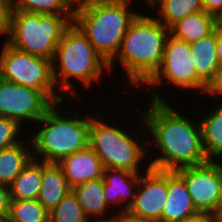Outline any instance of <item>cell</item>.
Listing matches in <instances>:
<instances>
[{"label": "cell", "instance_id": "obj_1", "mask_svg": "<svg viewBox=\"0 0 222 222\" xmlns=\"http://www.w3.org/2000/svg\"><path fill=\"white\" fill-rule=\"evenodd\" d=\"M150 92L149 107L140 116L143 132L145 130L153 137L148 143L155 144L153 147H157L155 149H159L160 154L150 159V168L176 171L208 162L203 149L200 122L196 121L195 124L193 119L191 121L186 115L184 117L159 92Z\"/></svg>", "mask_w": 222, "mask_h": 222}, {"label": "cell", "instance_id": "obj_2", "mask_svg": "<svg viewBox=\"0 0 222 222\" xmlns=\"http://www.w3.org/2000/svg\"><path fill=\"white\" fill-rule=\"evenodd\" d=\"M169 35L170 29L153 15L139 13L130 24L115 58L108 64L109 72L112 73L118 59L129 79L127 85L145 84L162 64Z\"/></svg>", "mask_w": 222, "mask_h": 222}, {"label": "cell", "instance_id": "obj_3", "mask_svg": "<svg viewBox=\"0 0 222 222\" xmlns=\"http://www.w3.org/2000/svg\"><path fill=\"white\" fill-rule=\"evenodd\" d=\"M134 0H90L75 7L73 22L86 35L96 52L109 64L139 11Z\"/></svg>", "mask_w": 222, "mask_h": 222}, {"label": "cell", "instance_id": "obj_4", "mask_svg": "<svg viewBox=\"0 0 222 222\" xmlns=\"http://www.w3.org/2000/svg\"><path fill=\"white\" fill-rule=\"evenodd\" d=\"M63 102L54 103L39 119L37 125L43 126L36 134H26L31 136L33 157L39 161L58 164L63 158L89 145L91 115L81 117L75 112L72 116L66 113V109L61 113L59 110L63 109H59L58 105H64Z\"/></svg>", "mask_w": 222, "mask_h": 222}, {"label": "cell", "instance_id": "obj_5", "mask_svg": "<svg viewBox=\"0 0 222 222\" xmlns=\"http://www.w3.org/2000/svg\"><path fill=\"white\" fill-rule=\"evenodd\" d=\"M52 66L57 88L62 92L69 91L75 97L78 93L73 87L72 79L79 80L88 88L102 79L105 70L109 72L108 63L96 52L74 22L64 32L56 48Z\"/></svg>", "mask_w": 222, "mask_h": 222}, {"label": "cell", "instance_id": "obj_6", "mask_svg": "<svg viewBox=\"0 0 222 222\" xmlns=\"http://www.w3.org/2000/svg\"><path fill=\"white\" fill-rule=\"evenodd\" d=\"M74 15H50L25 12L13 8L6 42L11 47L53 60L56 48Z\"/></svg>", "mask_w": 222, "mask_h": 222}, {"label": "cell", "instance_id": "obj_7", "mask_svg": "<svg viewBox=\"0 0 222 222\" xmlns=\"http://www.w3.org/2000/svg\"><path fill=\"white\" fill-rule=\"evenodd\" d=\"M98 111L96 110L94 116L91 113L89 145L102 161L104 168L127 170L133 173L147 171L150 168L149 164L145 168L141 167L144 158L149 155L146 152V143L144 146L138 136L136 138L132 132L124 130L126 127L121 129L118 123L111 125L104 122L101 112Z\"/></svg>", "mask_w": 222, "mask_h": 222}, {"label": "cell", "instance_id": "obj_8", "mask_svg": "<svg viewBox=\"0 0 222 222\" xmlns=\"http://www.w3.org/2000/svg\"><path fill=\"white\" fill-rule=\"evenodd\" d=\"M0 54V77L41 91L53 104L65 101L58 93L52 61L17 50L6 42Z\"/></svg>", "mask_w": 222, "mask_h": 222}, {"label": "cell", "instance_id": "obj_9", "mask_svg": "<svg viewBox=\"0 0 222 222\" xmlns=\"http://www.w3.org/2000/svg\"><path fill=\"white\" fill-rule=\"evenodd\" d=\"M163 81L186 91L196 89L200 95L209 93V88L196 76L190 45L172 35L167 37L160 68L145 84L153 89V85L160 87Z\"/></svg>", "mask_w": 222, "mask_h": 222}, {"label": "cell", "instance_id": "obj_10", "mask_svg": "<svg viewBox=\"0 0 222 222\" xmlns=\"http://www.w3.org/2000/svg\"><path fill=\"white\" fill-rule=\"evenodd\" d=\"M53 103L39 90L16 84L0 77V116L15 120L37 122Z\"/></svg>", "mask_w": 222, "mask_h": 222}, {"label": "cell", "instance_id": "obj_11", "mask_svg": "<svg viewBox=\"0 0 222 222\" xmlns=\"http://www.w3.org/2000/svg\"><path fill=\"white\" fill-rule=\"evenodd\" d=\"M175 172L184 180L196 210L216 215L222 205V180L218 164L209 160Z\"/></svg>", "mask_w": 222, "mask_h": 222}, {"label": "cell", "instance_id": "obj_12", "mask_svg": "<svg viewBox=\"0 0 222 222\" xmlns=\"http://www.w3.org/2000/svg\"><path fill=\"white\" fill-rule=\"evenodd\" d=\"M167 198L168 171L149 168L145 173H140L135 200L128 211L138 217L162 222Z\"/></svg>", "mask_w": 222, "mask_h": 222}, {"label": "cell", "instance_id": "obj_13", "mask_svg": "<svg viewBox=\"0 0 222 222\" xmlns=\"http://www.w3.org/2000/svg\"><path fill=\"white\" fill-rule=\"evenodd\" d=\"M139 179L140 173L104 168V196L108 207L112 208L113 205L114 207L117 205L119 208L116 212L128 211L135 200Z\"/></svg>", "mask_w": 222, "mask_h": 222}, {"label": "cell", "instance_id": "obj_14", "mask_svg": "<svg viewBox=\"0 0 222 222\" xmlns=\"http://www.w3.org/2000/svg\"><path fill=\"white\" fill-rule=\"evenodd\" d=\"M58 165L71 189L90 180L103 178L104 166L90 145L63 158Z\"/></svg>", "mask_w": 222, "mask_h": 222}, {"label": "cell", "instance_id": "obj_15", "mask_svg": "<svg viewBox=\"0 0 222 222\" xmlns=\"http://www.w3.org/2000/svg\"><path fill=\"white\" fill-rule=\"evenodd\" d=\"M190 45L196 76L210 89L217 81L221 67L217 59V28Z\"/></svg>", "mask_w": 222, "mask_h": 222}, {"label": "cell", "instance_id": "obj_16", "mask_svg": "<svg viewBox=\"0 0 222 222\" xmlns=\"http://www.w3.org/2000/svg\"><path fill=\"white\" fill-rule=\"evenodd\" d=\"M196 212L184 180L175 171H168V198L162 211V222H180Z\"/></svg>", "mask_w": 222, "mask_h": 222}, {"label": "cell", "instance_id": "obj_17", "mask_svg": "<svg viewBox=\"0 0 222 222\" xmlns=\"http://www.w3.org/2000/svg\"><path fill=\"white\" fill-rule=\"evenodd\" d=\"M71 191L62 168L42 161V180L38 201L50 212Z\"/></svg>", "mask_w": 222, "mask_h": 222}, {"label": "cell", "instance_id": "obj_18", "mask_svg": "<svg viewBox=\"0 0 222 222\" xmlns=\"http://www.w3.org/2000/svg\"><path fill=\"white\" fill-rule=\"evenodd\" d=\"M219 25L215 16L200 11L175 23L170 28V35L191 44L211 34Z\"/></svg>", "mask_w": 222, "mask_h": 222}, {"label": "cell", "instance_id": "obj_19", "mask_svg": "<svg viewBox=\"0 0 222 222\" xmlns=\"http://www.w3.org/2000/svg\"><path fill=\"white\" fill-rule=\"evenodd\" d=\"M30 144H32L30 136H26L18 144L0 151V184L10 186L34 158Z\"/></svg>", "mask_w": 222, "mask_h": 222}, {"label": "cell", "instance_id": "obj_20", "mask_svg": "<svg viewBox=\"0 0 222 222\" xmlns=\"http://www.w3.org/2000/svg\"><path fill=\"white\" fill-rule=\"evenodd\" d=\"M79 204L81 205L85 216L89 220L106 218L105 216H113L112 214L108 215L110 208L106 203L104 196V180L95 179L90 180L86 183L79 184L71 189Z\"/></svg>", "mask_w": 222, "mask_h": 222}, {"label": "cell", "instance_id": "obj_21", "mask_svg": "<svg viewBox=\"0 0 222 222\" xmlns=\"http://www.w3.org/2000/svg\"><path fill=\"white\" fill-rule=\"evenodd\" d=\"M42 180V161L33 158L9 186L11 200L38 199Z\"/></svg>", "mask_w": 222, "mask_h": 222}, {"label": "cell", "instance_id": "obj_22", "mask_svg": "<svg viewBox=\"0 0 222 222\" xmlns=\"http://www.w3.org/2000/svg\"><path fill=\"white\" fill-rule=\"evenodd\" d=\"M214 109L211 114L203 115L199 121L205 155L208 160L213 161L222 158V104Z\"/></svg>", "mask_w": 222, "mask_h": 222}, {"label": "cell", "instance_id": "obj_23", "mask_svg": "<svg viewBox=\"0 0 222 222\" xmlns=\"http://www.w3.org/2000/svg\"><path fill=\"white\" fill-rule=\"evenodd\" d=\"M148 5L158 8V17L155 18L168 29L184 17L204 11L202 0H151Z\"/></svg>", "mask_w": 222, "mask_h": 222}, {"label": "cell", "instance_id": "obj_24", "mask_svg": "<svg viewBox=\"0 0 222 222\" xmlns=\"http://www.w3.org/2000/svg\"><path fill=\"white\" fill-rule=\"evenodd\" d=\"M6 222H49V212L38 199L11 200Z\"/></svg>", "mask_w": 222, "mask_h": 222}, {"label": "cell", "instance_id": "obj_25", "mask_svg": "<svg viewBox=\"0 0 222 222\" xmlns=\"http://www.w3.org/2000/svg\"><path fill=\"white\" fill-rule=\"evenodd\" d=\"M14 7L37 14L74 15L76 6L70 0H15Z\"/></svg>", "mask_w": 222, "mask_h": 222}, {"label": "cell", "instance_id": "obj_26", "mask_svg": "<svg viewBox=\"0 0 222 222\" xmlns=\"http://www.w3.org/2000/svg\"><path fill=\"white\" fill-rule=\"evenodd\" d=\"M73 191L49 212V222H89Z\"/></svg>", "mask_w": 222, "mask_h": 222}, {"label": "cell", "instance_id": "obj_27", "mask_svg": "<svg viewBox=\"0 0 222 222\" xmlns=\"http://www.w3.org/2000/svg\"><path fill=\"white\" fill-rule=\"evenodd\" d=\"M21 129L22 127L15 120L0 116V151L22 141L20 137L18 138Z\"/></svg>", "mask_w": 222, "mask_h": 222}, {"label": "cell", "instance_id": "obj_28", "mask_svg": "<svg viewBox=\"0 0 222 222\" xmlns=\"http://www.w3.org/2000/svg\"><path fill=\"white\" fill-rule=\"evenodd\" d=\"M13 8L12 0H0V35L9 33Z\"/></svg>", "mask_w": 222, "mask_h": 222}, {"label": "cell", "instance_id": "obj_29", "mask_svg": "<svg viewBox=\"0 0 222 222\" xmlns=\"http://www.w3.org/2000/svg\"><path fill=\"white\" fill-rule=\"evenodd\" d=\"M9 186L0 184V222H6L10 212Z\"/></svg>", "mask_w": 222, "mask_h": 222}, {"label": "cell", "instance_id": "obj_30", "mask_svg": "<svg viewBox=\"0 0 222 222\" xmlns=\"http://www.w3.org/2000/svg\"><path fill=\"white\" fill-rule=\"evenodd\" d=\"M204 11L217 17L222 12V0H202Z\"/></svg>", "mask_w": 222, "mask_h": 222}, {"label": "cell", "instance_id": "obj_31", "mask_svg": "<svg viewBox=\"0 0 222 222\" xmlns=\"http://www.w3.org/2000/svg\"><path fill=\"white\" fill-rule=\"evenodd\" d=\"M215 218L214 214L209 212H196L195 214L184 218L180 222H211Z\"/></svg>", "mask_w": 222, "mask_h": 222}, {"label": "cell", "instance_id": "obj_32", "mask_svg": "<svg viewBox=\"0 0 222 222\" xmlns=\"http://www.w3.org/2000/svg\"><path fill=\"white\" fill-rule=\"evenodd\" d=\"M117 213H118V222H157L154 220H149L135 216L131 214L129 211L117 212Z\"/></svg>", "mask_w": 222, "mask_h": 222}, {"label": "cell", "instance_id": "obj_33", "mask_svg": "<svg viewBox=\"0 0 222 222\" xmlns=\"http://www.w3.org/2000/svg\"><path fill=\"white\" fill-rule=\"evenodd\" d=\"M208 94L210 96L212 95V97L214 95V98H216L217 95L220 96L222 94V68L220 70L217 81L211 86Z\"/></svg>", "mask_w": 222, "mask_h": 222}, {"label": "cell", "instance_id": "obj_34", "mask_svg": "<svg viewBox=\"0 0 222 222\" xmlns=\"http://www.w3.org/2000/svg\"><path fill=\"white\" fill-rule=\"evenodd\" d=\"M217 59L222 68V25L217 27V47H216Z\"/></svg>", "mask_w": 222, "mask_h": 222}, {"label": "cell", "instance_id": "obj_35", "mask_svg": "<svg viewBox=\"0 0 222 222\" xmlns=\"http://www.w3.org/2000/svg\"><path fill=\"white\" fill-rule=\"evenodd\" d=\"M89 222H118V214L116 212L115 215L113 214V216H110L109 218L94 219Z\"/></svg>", "mask_w": 222, "mask_h": 222}, {"label": "cell", "instance_id": "obj_36", "mask_svg": "<svg viewBox=\"0 0 222 222\" xmlns=\"http://www.w3.org/2000/svg\"><path fill=\"white\" fill-rule=\"evenodd\" d=\"M215 217L219 222H222V205L220 209L218 210L217 214L215 215Z\"/></svg>", "mask_w": 222, "mask_h": 222}, {"label": "cell", "instance_id": "obj_37", "mask_svg": "<svg viewBox=\"0 0 222 222\" xmlns=\"http://www.w3.org/2000/svg\"><path fill=\"white\" fill-rule=\"evenodd\" d=\"M75 6L90 0H70Z\"/></svg>", "mask_w": 222, "mask_h": 222}, {"label": "cell", "instance_id": "obj_38", "mask_svg": "<svg viewBox=\"0 0 222 222\" xmlns=\"http://www.w3.org/2000/svg\"><path fill=\"white\" fill-rule=\"evenodd\" d=\"M219 167L220 175H221V180H222V162H219V160H214ZM221 191H222V186H221Z\"/></svg>", "mask_w": 222, "mask_h": 222}, {"label": "cell", "instance_id": "obj_39", "mask_svg": "<svg viewBox=\"0 0 222 222\" xmlns=\"http://www.w3.org/2000/svg\"><path fill=\"white\" fill-rule=\"evenodd\" d=\"M218 23L222 25V12L216 17Z\"/></svg>", "mask_w": 222, "mask_h": 222}, {"label": "cell", "instance_id": "obj_40", "mask_svg": "<svg viewBox=\"0 0 222 222\" xmlns=\"http://www.w3.org/2000/svg\"><path fill=\"white\" fill-rule=\"evenodd\" d=\"M211 222H219L216 217Z\"/></svg>", "mask_w": 222, "mask_h": 222}]
</instances>
